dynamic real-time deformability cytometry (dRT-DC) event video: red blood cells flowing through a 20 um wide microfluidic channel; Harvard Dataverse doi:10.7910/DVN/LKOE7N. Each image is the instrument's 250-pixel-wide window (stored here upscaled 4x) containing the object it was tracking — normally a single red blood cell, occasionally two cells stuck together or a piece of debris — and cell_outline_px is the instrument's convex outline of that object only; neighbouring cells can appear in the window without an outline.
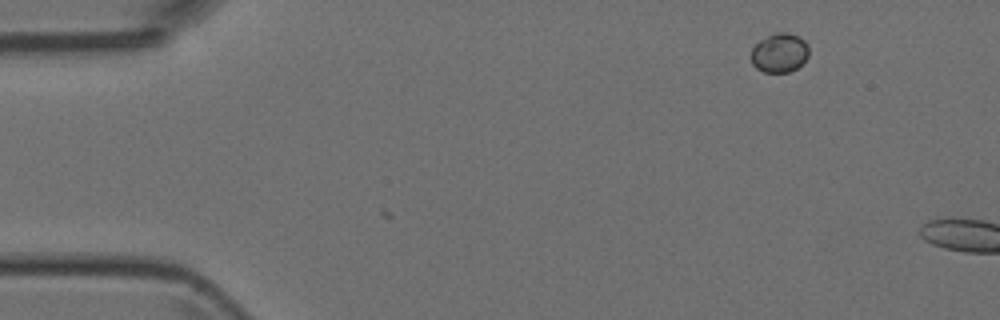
{"species": "Egyptian fruit bat (a non-hibernating species)", "species_latin": "Rousettus aegyptiacus", "temperature_condition": "room temperature", "stored_images_in_passage": 3, "camera_frame_rate_fps": 3000, "um_per_image_px": 0.085, "animal": {"sex": "female"}, "frame": {"image": 1, "passage_image": 1, "time_ms": 0.0, "image_size_px": [1000, 320], "cell_outline_px": [[808, 56], [796, 68], [788, 72], [764, 72], [756, 68], [752, 64], [752, 48], [760, 40], [768, 36], [780, 32], [784, 32], [800, 36], [808, 44]], "centroid_in_image_um": [66.26, 4.49], "position_along_channel_um": 18.7, "area_um2": 13.01}}